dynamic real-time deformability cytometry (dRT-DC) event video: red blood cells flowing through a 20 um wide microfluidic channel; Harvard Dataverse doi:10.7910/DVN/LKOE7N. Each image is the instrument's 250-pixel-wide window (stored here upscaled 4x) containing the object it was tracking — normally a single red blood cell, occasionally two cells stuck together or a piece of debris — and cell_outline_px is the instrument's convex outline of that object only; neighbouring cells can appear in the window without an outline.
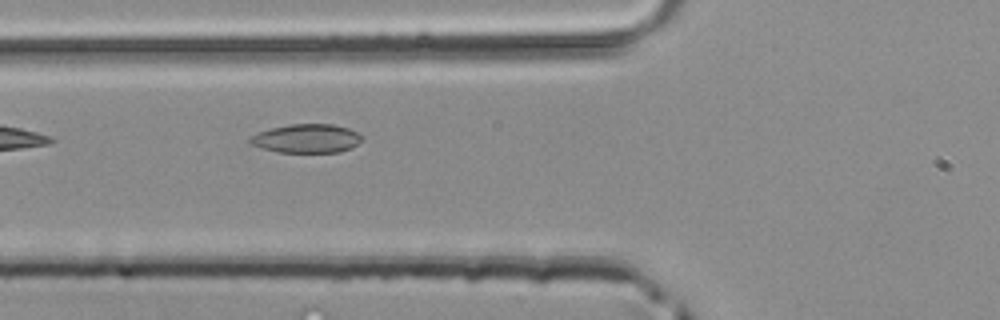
{"species": "common noctule bat (a hibernating species)", "species_latin": "Nyctalus noctula", "temperature_condition": "room temperature", "stored_images_in_passage": 3, "camera_frame_rate_fps": 3000, "um_per_image_px": 0.085, "animal": {"sex": "male", "body_mass_g": 20.4}, "frame": {"image": 1, "passage_image": 3, "time_ms": 0.667, "image_size_px": [1000, 320], "cell_outline_px": [[360, 140], [352, 148], [340, 152], [280, 152], [248, 144], [248, 136], [272, 128], [292, 124], [332, 124], [348, 128], [356, 132], [360, 136]], "centroid_in_image_um": [26.02, 11.77], "position_along_channel_um": 99.8, "area_um2": 18.55}}